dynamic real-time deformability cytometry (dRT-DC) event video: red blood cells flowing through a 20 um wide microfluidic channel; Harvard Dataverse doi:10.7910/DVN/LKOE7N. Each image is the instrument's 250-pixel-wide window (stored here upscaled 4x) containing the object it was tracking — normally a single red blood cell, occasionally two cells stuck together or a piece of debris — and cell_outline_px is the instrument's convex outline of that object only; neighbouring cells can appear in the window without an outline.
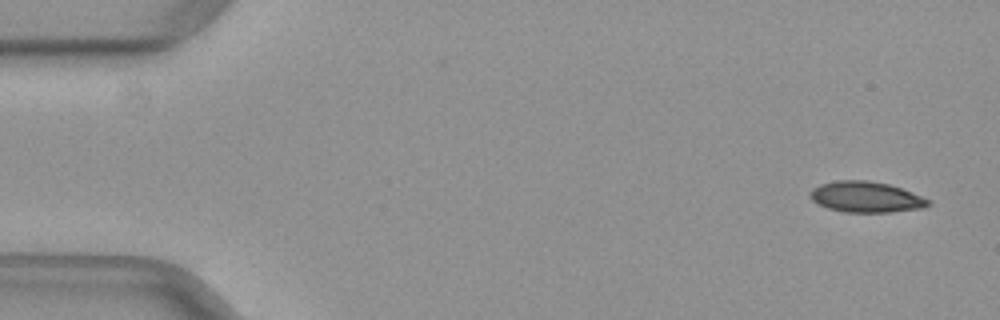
{"species": "common noctule bat (a hibernating species)", "species_latin": "Nyctalus noctula", "temperature_condition": "warm", "stored_images_in_passage": 48, "camera_frame_rate_fps": 3000, "um_per_image_px": 0.085, "animal": {"sex": "female", "body_mass_g": 29.2, "forearm_length_mm": 56.3}, "frame": {"image": 1, "passage_image": 1, "time_ms": 0.0, "image_size_px": [1000, 320], "cell_outline_px": [[932, 204], [924, 208], [888, 212], [844, 212], [828, 208], [816, 204], [808, 196], [808, 192], [812, 188], [820, 184], [836, 180], [868, 180], [888, 184], [900, 188], [920, 196], [928, 200]], "centroid_in_image_um": [73.54, 16.74], "position_along_channel_um": 11.5, "area_um2": 21.27}}
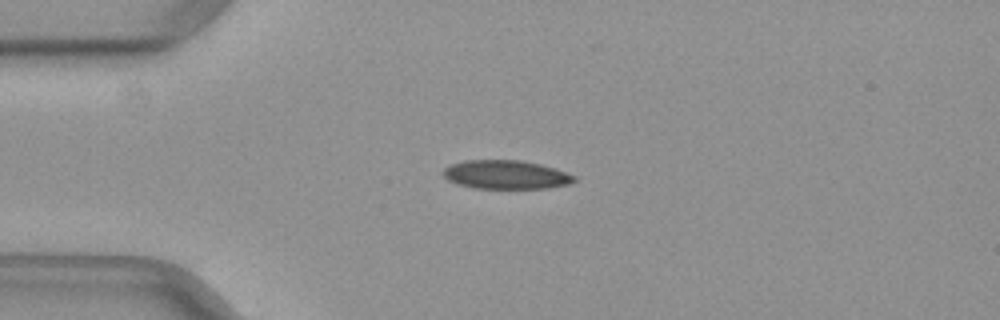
{"frame": {"image": 2, "passage_image": 11, "time_ms": 3.333, "image_size_px": [1000, 320], "cell_outline_px": [[576, 180], [568, 184], [548, 188], [476, 188], [456, 184], [448, 180], [440, 172], [444, 168], [452, 164], [464, 160], [520, 160], [540, 164], [576, 176]], "centroid_in_image_um": [42.95, 14.84], "position_along_channel_um": 42.0, "area_um2": 21.85}}
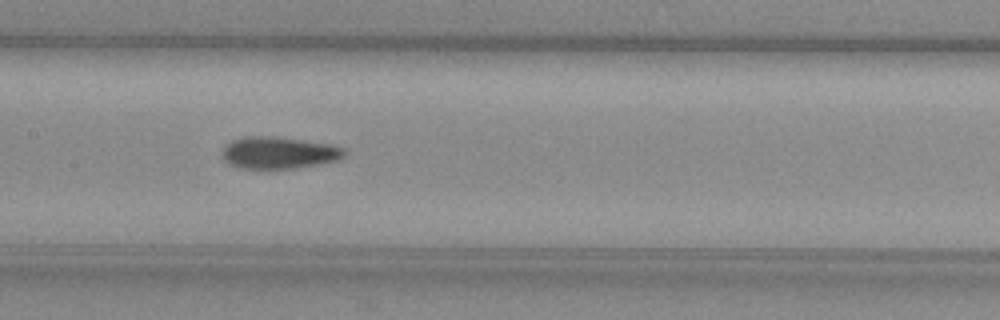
{"frame": {"image": 3, "passage_image": 23, "time_ms": 7.333, "image_size_px": [1000, 320], "cell_outline_px": [[348, 152], [344, 156], [336, 160], [320, 164], [296, 168], [240, 168], [228, 164], [220, 156], [224, 148], [232, 140], [244, 136], [276, 136], [328, 144], [344, 148]], "centroid_in_image_um": [23.68, 12.98], "position_along_channel_um": 183.7, "area_um2": 22.77}}